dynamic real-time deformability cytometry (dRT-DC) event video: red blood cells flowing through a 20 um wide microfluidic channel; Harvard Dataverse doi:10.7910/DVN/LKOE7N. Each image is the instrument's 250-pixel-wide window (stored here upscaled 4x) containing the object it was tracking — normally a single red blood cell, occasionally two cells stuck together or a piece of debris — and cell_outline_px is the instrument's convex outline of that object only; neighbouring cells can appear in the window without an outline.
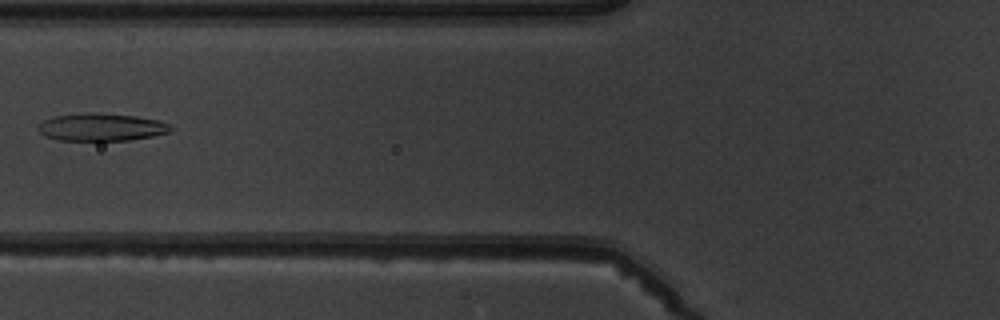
{"species": "common noctule bat (a hibernating species)", "species_latin": "Nyctalus noctula", "temperature_condition": "warm", "stored_images_in_passage": 7, "camera_frame_rate_fps": 3000, "um_per_image_px": 0.085, "animal": {"sex": "male", "body_mass_g": 19.5, "forearm_length_mm": 54.6}, "frame": {"image": 1, "passage_image": 6, "time_ms": 6.667, "image_size_px": [1000, 320], "cell_outline_px": [[172, 132], [152, 136], [128, 140], [56, 140], [44, 136], [36, 128], [44, 120], [52, 116], [84, 112], [92, 112], [136, 116], [160, 120], [168, 124], [172, 128]], "centroid_in_image_um": [8.6, 10.8], "position_along_channel_um": 117.2, "area_um2": 21.5}}
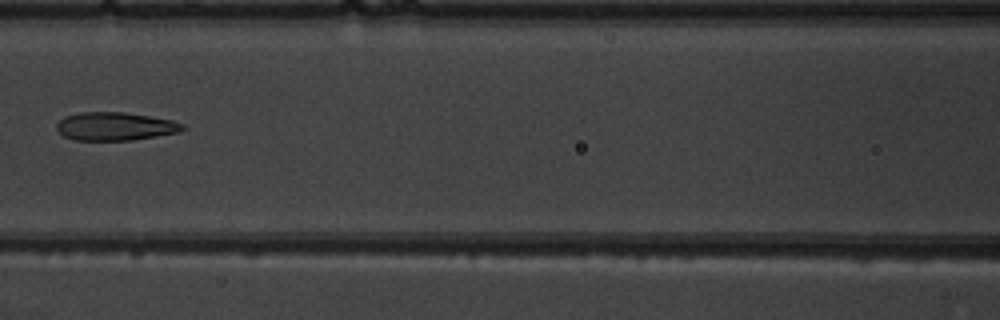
{"frame": {"image": 2, "passage_image": 7, "time_ms": 7.667, "image_size_px": [1000, 320], "cell_outline_px": [[188, 128], [176, 132], [156, 136], [132, 140], [76, 140], [64, 136], [56, 128], [56, 124], [64, 116], [80, 112], [124, 112], [172, 120], [184, 124]], "centroid_in_image_um": [9.78, 10.73], "position_along_channel_um": 156.8, "area_um2": 20.63}}